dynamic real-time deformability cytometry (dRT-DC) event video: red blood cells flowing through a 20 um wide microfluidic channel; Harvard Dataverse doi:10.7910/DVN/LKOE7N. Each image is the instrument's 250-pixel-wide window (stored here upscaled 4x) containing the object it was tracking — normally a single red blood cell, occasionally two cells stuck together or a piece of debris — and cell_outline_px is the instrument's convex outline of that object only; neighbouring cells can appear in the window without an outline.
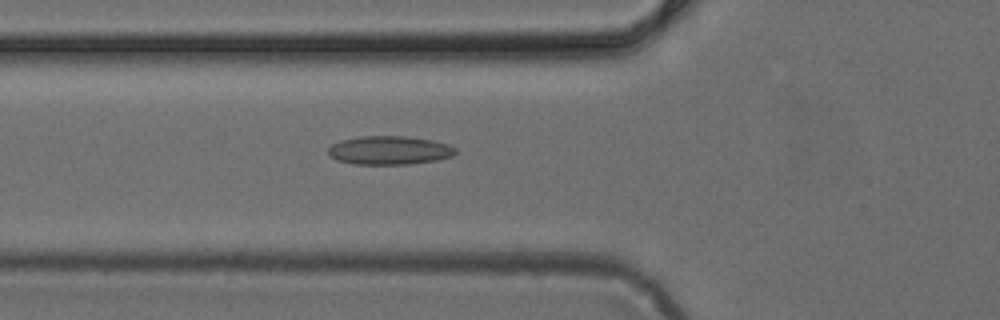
{"species": "common noctule bat (a hibernating species)", "species_latin": "Nyctalus noctula", "temperature_condition": "cold", "stored_images_in_passage": 39, "camera_frame_rate_fps": 3000, "um_per_image_px": 0.085, "animal": {"sex": "female", "body_mass_g": 24.6, "forearm_length_mm": 56.2}, "frame": {"image": 1, "passage_image": 8, "time_ms": 2.333, "image_size_px": [1000, 320], "cell_outline_px": [[456, 152], [452, 156], [436, 160], [408, 164], [352, 164], [336, 160], [328, 156], [328, 148], [332, 144], [340, 140], [360, 136], [404, 136], [432, 140], [448, 144], [456, 148]], "centroid_in_image_um": [33.05, 12.77], "position_along_channel_um": 92.7, "area_um2": 21.33}}
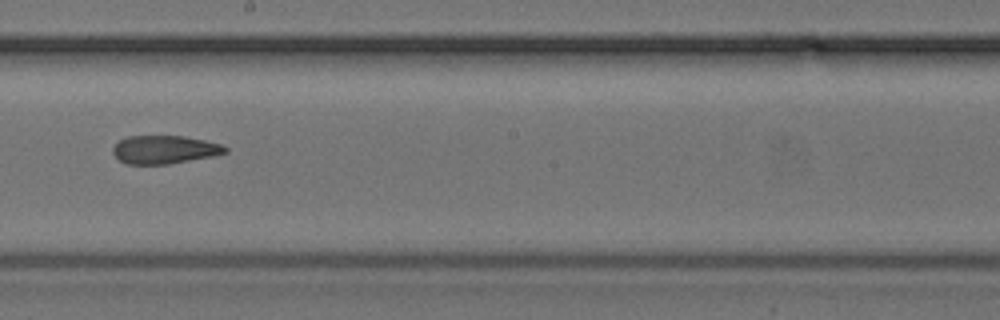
{"frame": {"image": 2, "passage_image": 18, "time_ms": 5.667, "image_size_px": [1000, 320], "cell_outline_px": [[228, 152], [216, 156], [168, 164], [128, 164], [120, 160], [112, 152], [112, 148], [120, 140], [128, 136], [184, 136], [204, 140], [220, 144], [228, 148]], "centroid_in_image_um": [14.02, 12.72], "position_along_channel_um": 234.2, "area_um2": 18.5}}
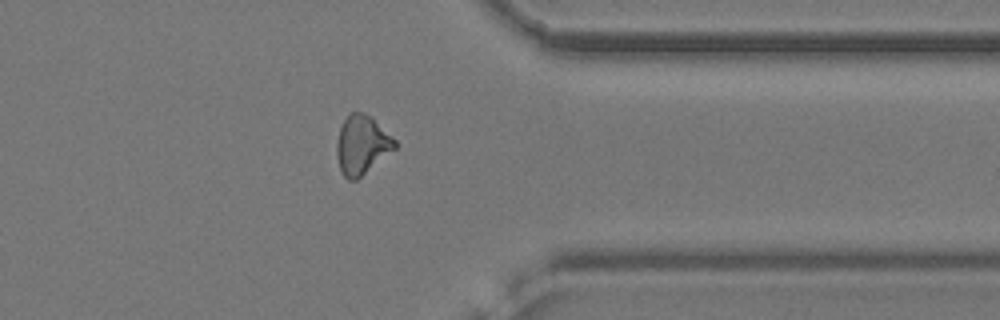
{"frame": {"image": 3, "passage_image": 29, "time_ms": 9.333, "image_size_px": [1000, 320], "cell_outline_px": [[396, 148], [356, 180], [348, 180], [340, 172], [336, 156], [336, 144], [340, 128], [344, 120], [352, 112], [364, 112], [372, 116], [396, 140]], "centroid_in_image_um": [30.75, 12.31], "position_along_channel_um": 380.7, "area_um2": 20.0}}